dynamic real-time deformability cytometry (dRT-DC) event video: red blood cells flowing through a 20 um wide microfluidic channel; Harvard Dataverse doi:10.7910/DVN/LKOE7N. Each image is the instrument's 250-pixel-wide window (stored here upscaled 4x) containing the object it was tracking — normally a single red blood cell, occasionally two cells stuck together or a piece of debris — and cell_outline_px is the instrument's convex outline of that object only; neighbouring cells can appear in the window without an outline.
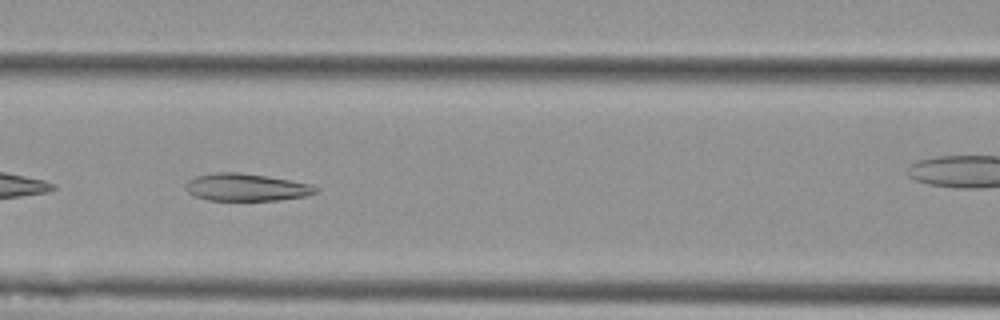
{"species": "Egyptian fruit bat (a non-hibernating species)", "species_latin": "Rousettus aegyptiacus", "temperature_condition": "cold", "stored_images_in_passage": 11, "camera_frame_rate_fps": 3000, "um_per_image_px": 0.085, "animal": {"sex": "female"}, "frame": {"image": 1, "passage_image": 7, "time_ms": 2.0, "image_size_px": [1000, 320], "cell_outline_px": [[320, 188], [316, 192], [304, 196], [280, 200], [208, 200], [196, 196], [188, 192], [184, 188], [184, 184], [188, 180], [196, 176], [216, 172], [240, 172], [312, 184]], "centroid_in_image_um": [20.9, 15.92], "position_along_channel_um": 145.7, "area_um2": 20.69}}
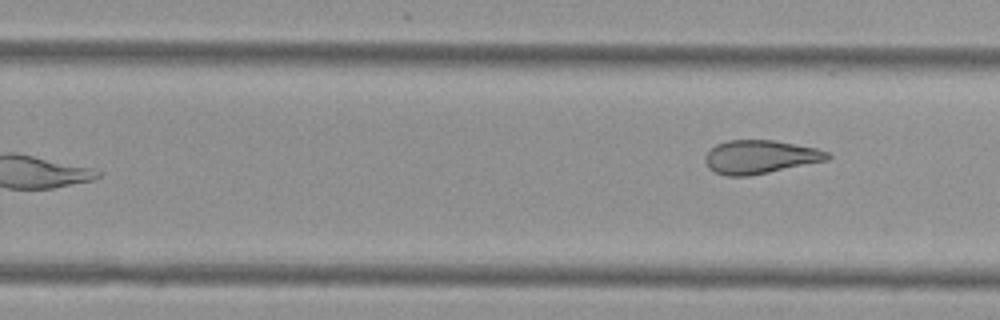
{"frame": {"image": 2, "passage_image": 11, "time_ms": 3.333, "image_size_px": [1000, 320], "cell_outline_px": [[832, 156], [828, 160], [748, 176], [728, 176], [716, 172], [708, 168], [704, 160], [704, 156], [716, 144], [728, 140], [772, 140], [816, 148], [828, 152]], "centroid_in_image_um": [64.59, 13.33], "position_along_channel_um": 265.2, "area_um2": 23.7}}